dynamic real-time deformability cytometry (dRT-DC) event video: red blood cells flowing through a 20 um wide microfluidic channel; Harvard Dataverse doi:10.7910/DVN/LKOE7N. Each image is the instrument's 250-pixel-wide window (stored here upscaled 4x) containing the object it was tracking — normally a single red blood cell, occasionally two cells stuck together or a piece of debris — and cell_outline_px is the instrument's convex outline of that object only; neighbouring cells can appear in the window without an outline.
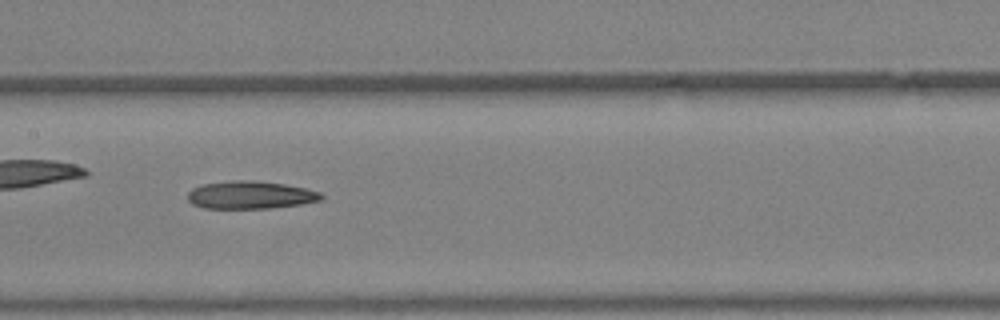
{"species": "Egyptian fruit bat (a non-hibernating species)", "species_latin": "Rousettus aegyptiacus", "temperature_condition": "warm", "stored_images_in_passage": 26, "camera_frame_rate_fps": 3000, "um_per_image_px": 0.085, "animal": {"sex": "female"}, "frame": {"image": 1, "passage_image": 8, "time_ms": 2.333, "image_size_px": [1000, 320], "cell_outline_px": [[324, 200], [300, 204], [268, 208], [204, 208], [192, 204], [188, 200], [188, 192], [192, 188], [204, 184], [232, 180], [252, 180], [284, 184], [304, 188], [320, 192], [324, 196]], "centroid_in_image_um": [21.29, 16.57], "position_along_channel_um": 186.1, "area_um2": 21.56}}
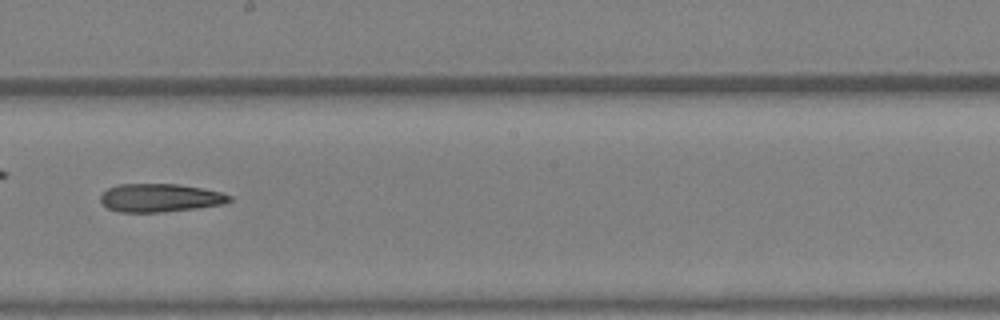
{"frame": {"image": 2, "passage_image": 11, "time_ms": 3.333, "image_size_px": [1000, 320], "cell_outline_px": [[232, 200], [224, 204], [200, 208], [164, 212], [120, 212], [108, 208], [100, 200], [100, 196], [108, 188], [120, 184], [180, 184], [220, 192], [232, 196]], "centroid_in_image_um": [13.63, 16.82], "position_along_channel_um": 234.6, "area_um2": 21.27}}